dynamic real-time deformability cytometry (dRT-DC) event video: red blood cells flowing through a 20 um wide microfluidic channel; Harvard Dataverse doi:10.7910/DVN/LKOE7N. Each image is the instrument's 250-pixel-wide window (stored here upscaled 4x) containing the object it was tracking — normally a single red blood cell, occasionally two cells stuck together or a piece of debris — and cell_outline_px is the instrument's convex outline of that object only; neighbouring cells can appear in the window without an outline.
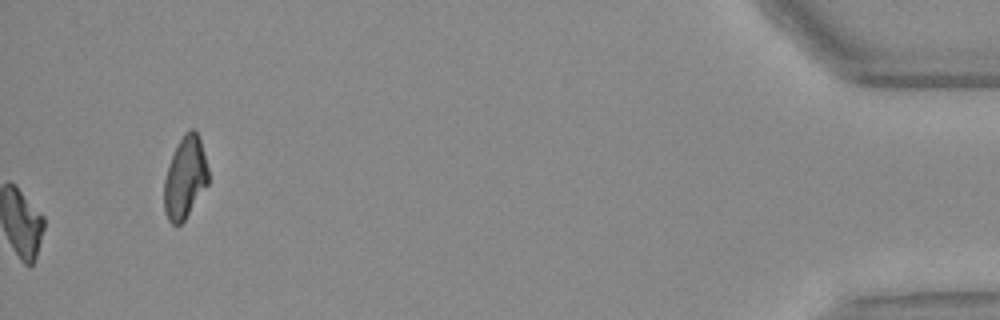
{"species": "Egyptian fruit bat (a non-hibernating species)", "species_latin": "Rousettus aegyptiacus", "temperature_condition": "warm", "stored_images_in_passage": 38, "camera_frame_rate_fps": 3000, "um_per_image_px": 0.085, "animal": {"sex": "female"}, "frame": {"image": 1, "passage_image": 38, "time_ms": 12.333, "image_size_px": [1000, 320], "cell_outline_px": [[208, 184], [184, 220], [180, 224], [172, 224], [168, 220], [164, 208], [164, 180], [168, 164], [184, 132], [192, 128], [196, 132], [200, 140], [208, 168]], "centroid_in_image_um": [15.72, 15.1], "position_along_channel_um": 419.5, "area_um2": 20.81}}